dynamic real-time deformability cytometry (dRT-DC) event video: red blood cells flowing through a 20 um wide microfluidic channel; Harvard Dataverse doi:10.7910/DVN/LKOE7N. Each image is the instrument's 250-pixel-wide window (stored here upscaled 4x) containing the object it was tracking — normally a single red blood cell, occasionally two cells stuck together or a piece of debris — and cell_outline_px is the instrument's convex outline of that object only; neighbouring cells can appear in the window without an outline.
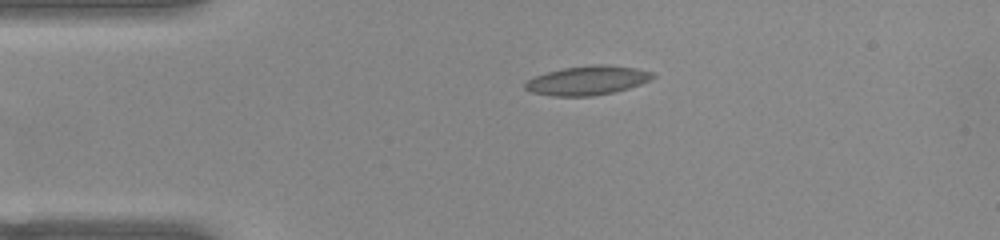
{"species": "common noctule bat (a hibernating species)", "species_latin": "Nyctalus noctula", "temperature_condition": "warm", "stored_images_in_passage": 43, "camera_frame_rate_fps": 3000, "um_per_image_px": 0.085, "animal": {"sex": "female", "body_mass_g": 22.0, "forearm_length_mm": 56.7}, "frame": {"image": 1, "passage_image": 1, "time_ms": 0.0, "image_size_px": [1000, 240], "cell_outline_px": [[656, 76], [652, 80], [628, 88], [612, 92], [592, 96], [552, 96], [532, 92], [524, 88], [524, 84], [528, 80], [536, 76], [548, 72], [564, 68], [592, 64], [608, 64], [636, 68], [652, 72]], "centroid_in_image_um": [49.96, 6.83], "position_along_channel_um": 35.0, "area_um2": 21.62}}
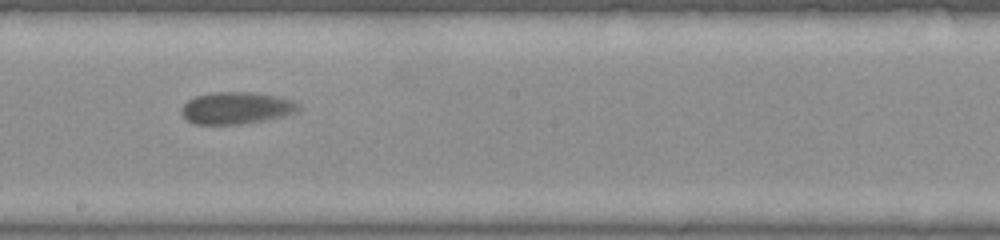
{"frame": {"image": 2, "passage_image": 19, "time_ms": 6.0, "image_size_px": [1000, 240], "cell_outline_px": [[300, 108], [296, 112], [284, 116], [264, 120], [240, 124], [196, 124], [188, 120], [180, 112], [180, 108], [188, 100], [196, 96], [212, 92], [252, 92], [276, 96], [288, 100], [296, 104]], "centroid_in_image_um": [20.04, 9.18], "position_along_channel_um": 228.2, "area_um2": 21.56}}
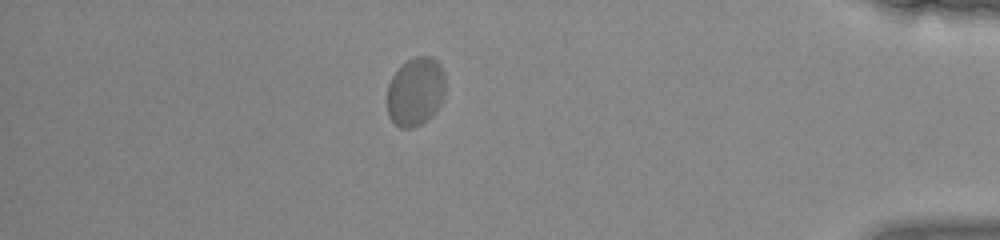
{"frame": {"image": 3, "passage_image": 36, "time_ms": 11.667, "image_size_px": [1000, 240], "cell_outline_px": [[444, 92], [440, 104], [432, 116], [428, 120], [412, 128], [400, 128], [388, 116], [388, 84], [392, 76], [412, 56], [432, 56], [440, 64], [444, 72]], "centroid_in_image_um": [35.33, 7.78], "position_along_channel_um": 399.9, "area_um2": 23.24}, "authors_computed_cell_mechanics": {"area_um2": 21.9062, "velocity_mm_per_s": 3.7994, "shape_relaxation_time_tau1_ms": 2.2337, "shape_relaxation_time_tau2_ms": null, "deformation_change_tau1": 0.0827, "deformation_change_tau2": null}}